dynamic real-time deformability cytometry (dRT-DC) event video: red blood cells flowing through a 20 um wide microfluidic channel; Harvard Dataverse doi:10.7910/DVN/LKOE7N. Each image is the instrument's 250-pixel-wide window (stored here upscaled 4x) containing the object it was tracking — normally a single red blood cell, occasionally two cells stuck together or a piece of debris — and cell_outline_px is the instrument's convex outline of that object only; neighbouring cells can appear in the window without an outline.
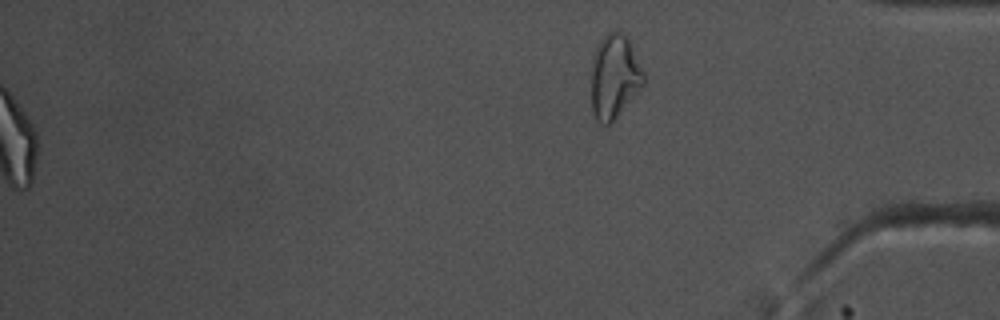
{"species": "common noctule bat (a hibernating species)", "species_latin": "Nyctalus noctula", "temperature_condition": "warm", "stored_images_in_passage": 56, "segment_of_instrument_passage": [2, 2], "camera_frame_rate_fps": 3000, "um_per_image_px": 0.085, "animal": {"sex": "male", "body_mass_g": 17.5, "forearm_length_mm": 52.3}, "frame": {"image": 1, "passage_image": 56, "time_ms": 18.333, "image_size_px": [1000, 320], "cell_outline_px": [[644, 88], [608, 124], [600, 124], [596, 120], [592, 112], [592, 68], [596, 48], [600, 40], [608, 32], [616, 28], [628, 36], [644, 72]], "centroid_in_image_um": [52.26, 6.48], "position_along_channel_um": 382.9, "area_um2": 25.84}}